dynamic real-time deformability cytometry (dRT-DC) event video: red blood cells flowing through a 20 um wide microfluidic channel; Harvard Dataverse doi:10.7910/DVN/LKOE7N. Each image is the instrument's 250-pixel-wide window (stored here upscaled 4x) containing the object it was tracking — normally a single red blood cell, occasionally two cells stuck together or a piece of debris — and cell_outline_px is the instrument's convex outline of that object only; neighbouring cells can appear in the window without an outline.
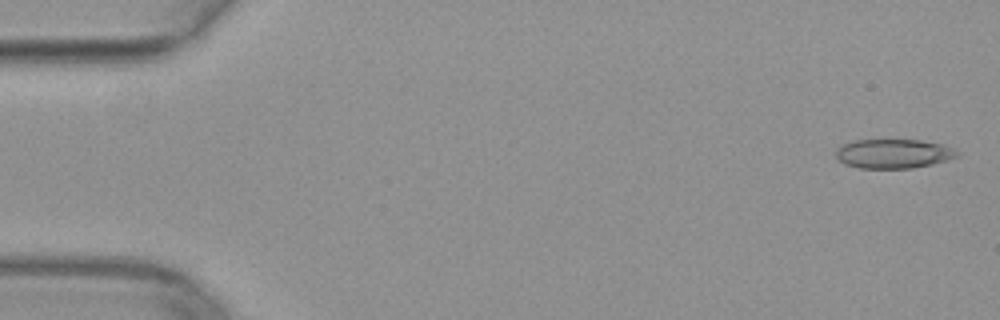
{"species": "common noctule bat (a hibernating species)", "species_latin": "Nyctalus noctula", "temperature_condition": "warm", "stored_images_in_passage": 51, "camera_frame_rate_fps": 3000, "um_per_image_px": 0.085, "animal": {"sex": "female", "body_mass_g": 29.2, "forearm_length_mm": 56.3}, "frame": {"image": 1, "passage_image": 2, "time_ms": 0.333, "image_size_px": [1000, 320], "cell_outline_px": [[960, 156], [948, 160], [932, 164], [912, 168], [860, 168], [844, 164], [836, 160], [836, 148], [852, 140], [920, 140], [940, 144], [952, 148], [960, 152]], "centroid_in_image_um": [75.93, 13.07], "position_along_channel_um": 9.1, "area_um2": 20.81}}
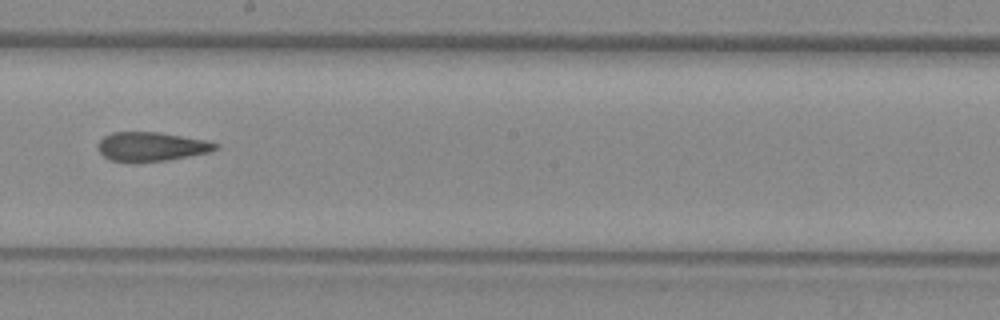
{"frame": {"image": 2, "passage_image": 29, "time_ms": 9.333, "image_size_px": [1000, 320], "cell_outline_px": [[220, 148], [208, 152], [168, 160], [136, 164], [132, 164], [108, 160], [96, 148], [96, 144], [104, 136], [112, 132], [156, 132], [208, 140], [220, 144]], "centroid_in_image_um": [12.83, 12.49], "position_along_channel_um": 235.4, "area_um2": 20.52}}
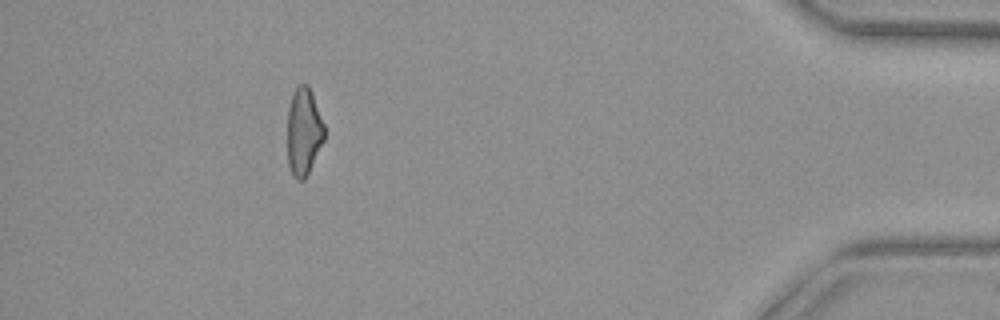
{"frame": {"image": 3, "passage_image": 46, "time_ms": 15.0, "image_size_px": [1000, 320], "cell_outline_px": [[324, 140], [304, 180], [296, 180], [292, 176], [288, 164], [288, 108], [292, 92], [300, 84], [308, 84], [312, 92], [324, 124]], "centroid_in_image_um": [25.81, 11.17], "position_along_channel_um": 409.4, "area_um2": 18.84}}